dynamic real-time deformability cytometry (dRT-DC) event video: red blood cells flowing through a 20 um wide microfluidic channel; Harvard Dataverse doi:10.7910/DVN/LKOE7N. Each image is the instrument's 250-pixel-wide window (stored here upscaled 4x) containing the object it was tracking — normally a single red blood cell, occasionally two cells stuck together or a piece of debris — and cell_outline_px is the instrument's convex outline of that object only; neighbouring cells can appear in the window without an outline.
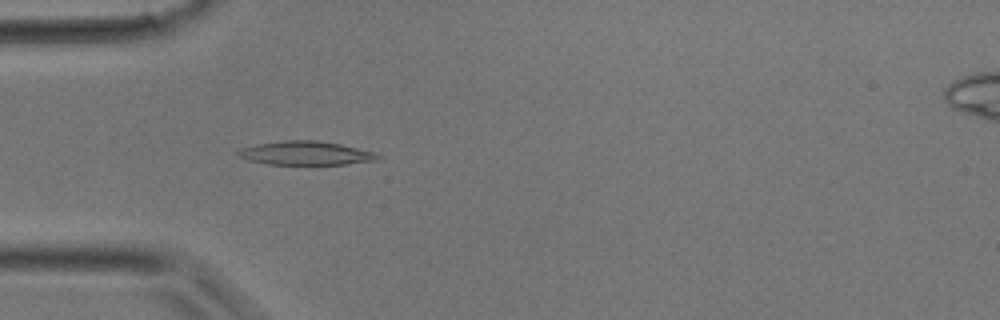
{"species": "common noctule bat (a hibernating species)", "species_latin": "Nyctalus noctula", "temperature_condition": "room temperature", "stored_images_in_passage": 28, "camera_frame_rate_fps": 3000, "um_per_image_px": 0.085, "animal": {"sex": "male", "body_mass_g": 17.9}, "frame": {"image": 1, "passage_image": 4, "time_ms": 1.0, "image_size_px": [1000, 320], "cell_outline_px": [[384, 156], [376, 160], [348, 164], [268, 164], [248, 160], [240, 156], [236, 152], [240, 148], [256, 144], [284, 140], [316, 140], [340, 144], [376, 152]], "centroid_in_image_um": [26.02, 13.01], "position_along_channel_um": 59.0, "area_um2": 19.36}}
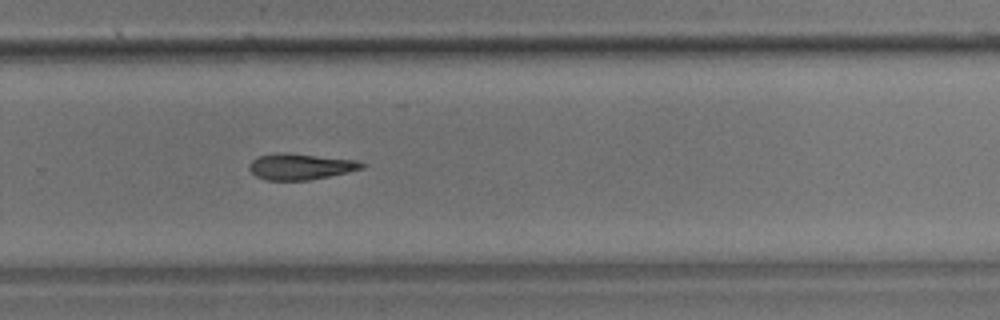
{"frame": {"image": 2, "passage_image": 17, "time_ms": 5.333, "image_size_px": [1000, 320], "cell_outline_px": [[364, 168], [348, 172], [308, 180], [264, 180], [256, 176], [248, 168], [248, 164], [252, 160], [260, 156], [276, 152], [284, 152], [360, 160], [364, 164]], "centroid_in_image_um": [25.53, 14.15], "position_along_channel_um": 304.3, "area_um2": 17.22}}
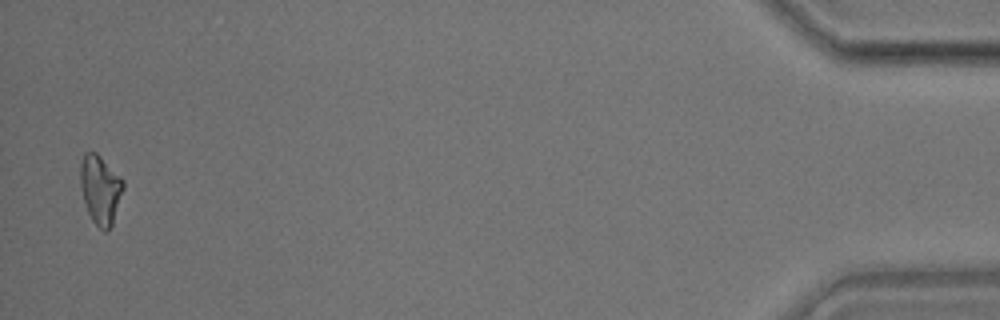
{"frame": {"image": 3, "passage_image": 28, "time_ms": 9.0, "image_size_px": [1000, 320], "cell_outline_px": [[124, 188], [112, 224], [104, 232], [92, 220], [88, 212], [80, 188], [80, 164], [84, 152], [96, 152], [124, 180]], "centroid_in_image_um": [8.52, 16.08], "position_along_channel_um": 426.7, "area_um2": 17.11}}